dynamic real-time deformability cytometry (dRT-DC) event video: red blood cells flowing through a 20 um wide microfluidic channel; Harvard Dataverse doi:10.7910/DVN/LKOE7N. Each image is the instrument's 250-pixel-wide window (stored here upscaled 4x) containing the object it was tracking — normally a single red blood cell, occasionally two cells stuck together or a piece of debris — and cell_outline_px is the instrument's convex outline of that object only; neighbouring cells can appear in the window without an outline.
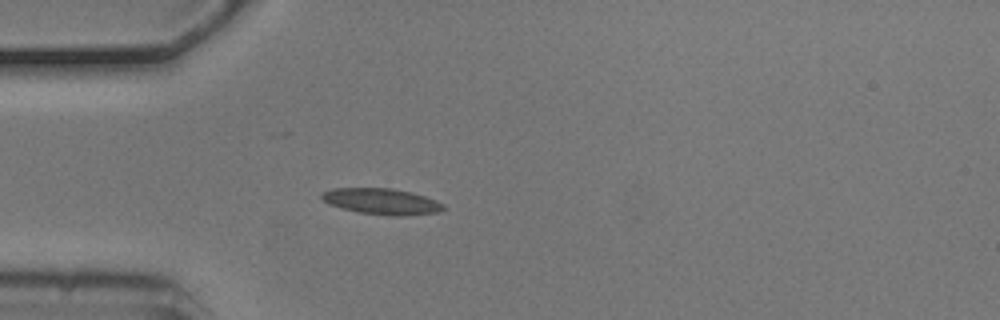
{"species": "common noctule bat (a hibernating species)", "species_latin": "Nyctalus noctula", "temperature_condition": "cold", "stored_images_in_passage": 4, "camera_frame_rate_fps": 3000, "um_per_image_px": 0.085, "animal": {"sex": "male", "body_mass_g": 20.5, "forearm_length_mm": 52.5}, "frame": {"image": 1, "passage_image": 4, "time_ms": 1.0, "image_size_px": [1000, 320], "cell_outline_px": [[444, 208], [440, 212], [400, 216], [396, 216], [360, 212], [328, 204], [320, 196], [324, 192], [332, 188], [392, 188], [412, 192], [436, 200], [444, 204]], "centroid_in_image_um": [32.47, 17.11], "position_along_channel_um": 52.5, "area_um2": 18.26}}